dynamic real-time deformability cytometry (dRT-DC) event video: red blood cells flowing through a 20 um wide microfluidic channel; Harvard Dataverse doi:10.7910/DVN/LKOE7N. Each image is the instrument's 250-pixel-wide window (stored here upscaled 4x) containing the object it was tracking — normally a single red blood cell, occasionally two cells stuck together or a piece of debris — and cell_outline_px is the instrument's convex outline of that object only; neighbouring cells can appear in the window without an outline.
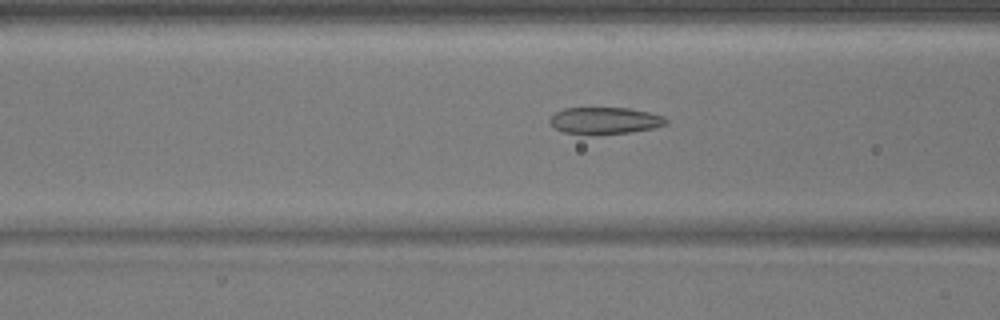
{"species": "common noctule bat (a hibernating species)", "species_latin": "Nyctalus noctula", "temperature_condition": "warm", "stored_images_in_passage": 15, "camera_frame_rate_fps": 3000, "um_per_image_px": 0.085, "animal": {"sex": "male", "body_mass_g": 17.9}, "frame": {"image": 1, "passage_image": 13, "time_ms": 4.0, "image_size_px": [1000, 320], "cell_outline_px": [[668, 124], [652, 128], [628, 132], [564, 132], [556, 128], [548, 120], [556, 112], [564, 108], [628, 108], [648, 112], [664, 116], [668, 120]], "centroid_in_image_um": [51.46, 10.21], "position_along_channel_um": 115.1, "area_um2": 17.34}}